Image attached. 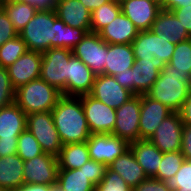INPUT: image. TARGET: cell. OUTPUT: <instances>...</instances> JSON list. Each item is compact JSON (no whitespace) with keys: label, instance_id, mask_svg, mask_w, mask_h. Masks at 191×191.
I'll list each match as a JSON object with an SVG mask.
<instances>
[{"label":"cell","instance_id":"cell-20","mask_svg":"<svg viewBox=\"0 0 191 191\" xmlns=\"http://www.w3.org/2000/svg\"><path fill=\"white\" fill-rule=\"evenodd\" d=\"M55 11L66 25L91 32V12L80 0H58Z\"/></svg>","mask_w":191,"mask_h":191},{"label":"cell","instance_id":"cell-37","mask_svg":"<svg viewBox=\"0 0 191 191\" xmlns=\"http://www.w3.org/2000/svg\"><path fill=\"white\" fill-rule=\"evenodd\" d=\"M133 189L116 172L107 168L104 178L96 185L95 191H132Z\"/></svg>","mask_w":191,"mask_h":191},{"label":"cell","instance_id":"cell-22","mask_svg":"<svg viewBox=\"0 0 191 191\" xmlns=\"http://www.w3.org/2000/svg\"><path fill=\"white\" fill-rule=\"evenodd\" d=\"M151 30L157 36L163 37L173 44H178L181 41L191 38L177 17L171 11L167 10H161L158 13Z\"/></svg>","mask_w":191,"mask_h":191},{"label":"cell","instance_id":"cell-48","mask_svg":"<svg viewBox=\"0 0 191 191\" xmlns=\"http://www.w3.org/2000/svg\"><path fill=\"white\" fill-rule=\"evenodd\" d=\"M191 5V0H161V9L170 11L175 8Z\"/></svg>","mask_w":191,"mask_h":191},{"label":"cell","instance_id":"cell-38","mask_svg":"<svg viewBox=\"0 0 191 191\" xmlns=\"http://www.w3.org/2000/svg\"><path fill=\"white\" fill-rule=\"evenodd\" d=\"M15 89L12 87L8 70L0 66V109L14 103Z\"/></svg>","mask_w":191,"mask_h":191},{"label":"cell","instance_id":"cell-46","mask_svg":"<svg viewBox=\"0 0 191 191\" xmlns=\"http://www.w3.org/2000/svg\"><path fill=\"white\" fill-rule=\"evenodd\" d=\"M178 113L180 115L183 125L191 126V88L188 92L186 100L183 102Z\"/></svg>","mask_w":191,"mask_h":191},{"label":"cell","instance_id":"cell-34","mask_svg":"<svg viewBox=\"0 0 191 191\" xmlns=\"http://www.w3.org/2000/svg\"><path fill=\"white\" fill-rule=\"evenodd\" d=\"M170 65L179 72L191 73V40L190 38L176 44Z\"/></svg>","mask_w":191,"mask_h":191},{"label":"cell","instance_id":"cell-51","mask_svg":"<svg viewBox=\"0 0 191 191\" xmlns=\"http://www.w3.org/2000/svg\"><path fill=\"white\" fill-rule=\"evenodd\" d=\"M52 191H63V190L60 189V188L58 187V185H54V186H52Z\"/></svg>","mask_w":191,"mask_h":191},{"label":"cell","instance_id":"cell-50","mask_svg":"<svg viewBox=\"0 0 191 191\" xmlns=\"http://www.w3.org/2000/svg\"><path fill=\"white\" fill-rule=\"evenodd\" d=\"M81 3L92 13L94 10L99 8L110 0H80Z\"/></svg>","mask_w":191,"mask_h":191},{"label":"cell","instance_id":"cell-31","mask_svg":"<svg viewBox=\"0 0 191 191\" xmlns=\"http://www.w3.org/2000/svg\"><path fill=\"white\" fill-rule=\"evenodd\" d=\"M121 12L119 0H110L91 13V32L98 33Z\"/></svg>","mask_w":191,"mask_h":191},{"label":"cell","instance_id":"cell-35","mask_svg":"<svg viewBox=\"0 0 191 191\" xmlns=\"http://www.w3.org/2000/svg\"><path fill=\"white\" fill-rule=\"evenodd\" d=\"M43 153L37 139L26 128L18 137L17 154L27 161Z\"/></svg>","mask_w":191,"mask_h":191},{"label":"cell","instance_id":"cell-6","mask_svg":"<svg viewBox=\"0 0 191 191\" xmlns=\"http://www.w3.org/2000/svg\"><path fill=\"white\" fill-rule=\"evenodd\" d=\"M26 128L37 139L44 153L58 156L63 144L59 138L51 111L28 114Z\"/></svg>","mask_w":191,"mask_h":191},{"label":"cell","instance_id":"cell-44","mask_svg":"<svg viewBox=\"0 0 191 191\" xmlns=\"http://www.w3.org/2000/svg\"><path fill=\"white\" fill-rule=\"evenodd\" d=\"M11 2H23L34 6L38 11L40 10H55L58 0H0Z\"/></svg>","mask_w":191,"mask_h":191},{"label":"cell","instance_id":"cell-16","mask_svg":"<svg viewBox=\"0 0 191 191\" xmlns=\"http://www.w3.org/2000/svg\"><path fill=\"white\" fill-rule=\"evenodd\" d=\"M95 77L85 63L72 55L68 61V85L61 94L75 97L90 94Z\"/></svg>","mask_w":191,"mask_h":191},{"label":"cell","instance_id":"cell-45","mask_svg":"<svg viewBox=\"0 0 191 191\" xmlns=\"http://www.w3.org/2000/svg\"><path fill=\"white\" fill-rule=\"evenodd\" d=\"M18 138L0 139V158L17 154Z\"/></svg>","mask_w":191,"mask_h":191},{"label":"cell","instance_id":"cell-41","mask_svg":"<svg viewBox=\"0 0 191 191\" xmlns=\"http://www.w3.org/2000/svg\"><path fill=\"white\" fill-rule=\"evenodd\" d=\"M132 191H172L165 181L148 177L139 183Z\"/></svg>","mask_w":191,"mask_h":191},{"label":"cell","instance_id":"cell-3","mask_svg":"<svg viewBox=\"0 0 191 191\" xmlns=\"http://www.w3.org/2000/svg\"><path fill=\"white\" fill-rule=\"evenodd\" d=\"M191 88V73L179 72L166 63L146 95L178 112Z\"/></svg>","mask_w":191,"mask_h":191},{"label":"cell","instance_id":"cell-29","mask_svg":"<svg viewBox=\"0 0 191 191\" xmlns=\"http://www.w3.org/2000/svg\"><path fill=\"white\" fill-rule=\"evenodd\" d=\"M57 185L63 191H95L96 188L84 173V165L79 169H58Z\"/></svg>","mask_w":191,"mask_h":191},{"label":"cell","instance_id":"cell-17","mask_svg":"<svg viewBox=\"0 0 191 191\" xmlns=\"http://www.w3.org/2000/svg\"><path fill=\"white\" fill-rule=\"evenodd\" d=\"M172 112L161 102L142 94L139 119L140 139H149L160 123Z\"/></svg>","mask_w":191,"mask_h":191},{"label":"cell","instance_id":"cell-32","mask_svg":"<svg viewBox=\"0 0 191 191\" xmlns=\"http://www.w3.org/2000/svg\"><path fill=\"white\" fill-rule=\"evenodd\" d=\"M27 51L23 39L18 35L0 46V66L7 68Z\"/></svg>","mask_w":191,"mask_h":191},{"label":"cell","instance_id":"cell-2","mask_svg":"<svg viewBox=\"0 0 191 191\" xmlns=\"http://www.w3.org/2000/svg\"><path fill=\"white\" fill-rule=\"evenodd\" d=\"M51 113L63 145L86 142L89 139L91 132L80 97L62 95Z\"/></svg>","mask_w":191,"mask_h":191},{"label":"cell","instance_id":"cell-30","mask_svg":"<svg viewBox=\"0 0 191 191\" xmlns=\"http://www.w3.org/2000/svg\"><path fill=\"white\" fill-rule=\"evenodd\" d=\"M15 30L19 33L38 11L34 6L23 2L0 1Z\"/></svg>","mask_w":191,"mask_h":191},{"label":"cell","instance_id":"cell-18","mask_svg":"<svg viewBox=\"0 0 191 191\" xmlns=\"http://www.w3.org/2000/svg\"><path fill=\"white\" fill-rule=\"evenodd\" d=\"M165 62L155 57L152 60L135 59L131 68L132 93L146 94L157 80Z\"/></svg>","mask_w":191,"mask_h":191},{"label":"cell","instance_id":"cell-43","mask_svg":"<svg viewBox=\"0 0 191 191\" xmlns=\"http://www.w3.org/2000/svg\"><path fill=\"white\" fill-rule=\"evenodd\" d=\"M185 160L191 161V126L184 125L180 149Z\"/></svg>","mask_w":191,"mask_h":191},{"label":"cell","instance_id":"cell-49","mask_svg":"<svg viewBox=\"0 0 191 191\" xmlns=\"http://www.w3.org/2000/svg\"><path fill=\"white\" fill-rule=\"evenodd\" d=\"M11 191H52V186L43 184H23L19 188Z\"/></svg>","mask_w":191,"mask_h":191},{"label":"cell","instance_id":"cell-9","mask_svg":"<svg viewBox=\"0 0 191 191\" xmlns=\"http://www.w3.org/2000/svg\"><path fill=\"white\" fill-rule=\"evenodd\" d=\"M79 97L91 134H112L116 122V109L90 94Z\"/></svg>","mask_w":191,"mask_h":191},{"label":"cell","instance_id":"cell-13","mask_svg":"<svg viewBox=\"0 0 191 191\" xmlns=\"http://www.w3.org/2000/svg\"><path fill=\"white\" fill-rule=\"evenodd\" d=\"M183 127L179 113L172 112L148 140L163 153L180 151Z\"/></svg>","mask_w":191,"mask_h":191},{"label":"cell","instance_id":"cell-25","mask_svg":"<svg viewBox=\"0 0 191 191\" xmlns=\"http://www.w3.org/2000/svg\"><path fill=\"white\" fill-rule=\"evenodd\" d=\"M135 56L131 44H108L104 75L115 76L132 68Z\"/></svg>","mask_w":191,"mask_h":191},{"label":"cell","instance_id":"cell-14","mask_svg":"<svg viewBox=\"0 0 191 191\" xmlns=\"http://www.w3.org/2000/svg\"><path fill=\"white\" fill-rule=\"evenodd\" d=\"M90 95L113 109L120 108L134 96L131 91L123 88L113 76L104 74L95 77Z\"/></svg>","mask_w":191,"mask_h":191},{"label":"cell","instance_id":"cell-21","mask_svg":"<svg viewBox=\"0 0 191 191\" xmlns=\"http://www.w3.org/2000/svg\"><path fill=\"white\" fill-rule=\"evenodd\" d=\"M139 30L122 12L98 34L108 44H132Z\"/></svg>","mask_w":191,"mask_h":191},{"label":"cell","instance_id":"cell-4","mask_svg":"<svg viewBox=\"0 0 191 191\" xmlns=\"http://www.w3.org/2000/svg\"><path fill=\"white\" fill-rule=\"evenodd\" d=\"M61 96V92L55 87L38 78L18 87L14 102L28 115L52 111Z\"/></svg>","mask_w":191,"mask_h":191},{"label":"cell","instance_id":"cell-8","mask_svg":"<svg viewBox=\"0 0 191 191\" xmlns=\"http://www.w3.org/2000/svg\"><path fill=\"white\" fill-rule=\"evenodd\" d=\"M141 108V95H134L115 111L116 122L112 132L125 140L128 144L140 140L139 119Z\"/></svg>","mask_w":191,"mask_h":191},{"label":"cell","instance_id":"cell-39","mask_svg":"<svg viewBox=\"0 0 191 191\" xmlns=\"http://www.w3.org/2000/svg\"><path fill=\"white\" fill-rule=\"evenodd\" d=\"M107 168L105 164L90 159L84 164V173L96 186L104 178Z\"/></svg>","mask_w":191,"mask_h":191},{"label":"cell","instance_id":"cell-23","mask_svg":"<svg viewBox=\"0 0 191 191\" xmlns=\"http://www.w3.org/2000/svg\"><path fill=\"white\" fill-rule=\"evenodd\" d=\"M129 148L147 177L154 178L157 175L163 152L148 139L137 140L129 144Z\"/></svg>","mask_w":191,"mask_h":191},{"label":"cell","instance_id":"cell-7","mask_svg":"<svg viewBox=\"0 0 191 191\" xmlns=\"http://www.w3.org/2000/svg\"><path fill=\"white\" fill-rule=\"evenodd\" d=\"M135 59L152 60L154 57L169 63L176 44L157 36L152 30L139 31L132 41Z\"/></svg>","mask_w":191,"mask_h":191},{"label":"cell","instance_id":"cell-15","mask_svg":"<svg viewBox=\"0 0 191 191\" xmlns=\"http://www.w3.org/2000/svg\"><path fill=\"white\" fill-rule=\"evenodd\" d=\"M41 64L42 53L27 50L7 67L12 87L16 90L18 87L40 78Z\"/></svg>","mask_w":191,"mask_h":191},{"label":"cell","instance_id":"cell-28","mask_svg":"<svg viewBox=\"0 0 191 191\" xmlns=\"http://www.w3.org/2000/svg\"><path fill=\"white\" fill-rule=\"evenodd\" d=\"M89 160L86 142L63 145L57 156L59 169H79Z\"/></svg>","mask_w":191,"mask_h":191},{"label":"cell","instance_id":"cell-40","mask_svg":"<svg viewBox=\"0 0 191 191\" xmlns=\"http://www.w3.org/2000/svg\"><path fill=\"white\" fill-rule=\"evenodd\" d=\"M16 36H18V32L15 30L5 11L0 7V46Z\"/></svg>","mask_w":191,"mask_h":191},{"label":"cell","instance_id":"cell-12","mask_svg":"<svg viewBox=\"0 0 191 191\" xmlns=\"http://www.w3.org/2000/svg\"><path fill=\"white\" fill-rule=\"evenodd\" d=\"M57 157L43 153L24 161V184L57 185Z\"/></svg>","mask_w":191,"mask_h":191},{"label":"cell","instance_id":"cell-19","mask_svg":"<svg viewBox=\"0 0 191 191\" xmlns=\"http://www.w3.org/2000/svg\"><path fill=\"white\" fill-rule=\"evenodd\" d=\"M121 12L139 31L151 30L153 22L162 10L159 4L147 0H119Z\"/></svg>","mask_w":191,"mask_h":191},{"label":"cell","instance_id":"cell-1","mask_svg":"<svg viewBox=\"0 0 191 191\" xmlns=\"http://www.w3.org/2000/svg\"><path fill=\"white\" fill-rule=\"evenodd\" d=\"M87 33L84 29L66 25L57 17L55 10H40L18 35L27 50L43 53L58 47L72 50Z\"/></svg>","mask_w":191,"mask_h":191},{"label":"cell","instance_id":"cell-53","mask_svg":"<svg viewBox=\"0 0 191 191\" xmlns=\"http://www.w3.org/2000/svg\"><path fill=\"white\" fill-rule=\"evenodd\" d=\"M0 191H7L4 187L0 186Z\"/></svg>","mask_w":191,"mask_h":191},{"label":"cell","instance_id":"cell-5","mask_svg":"<svg viewBox=\"0 0 191 191\" xmlns=\"http://www.w3.org/2000/svg\"><path fill=\"white\" fill-rule=\"evenodd\" d=\"M72 55V50L60 47L42 53L40 78L61 93L68 85V61Z\"/></svg>","mask_w":191,"mask_h":191},{"label":"cell","instance_id":"cell-26","mask_svg":"<svg viewBox=\"0 0 191 191\" xmlns=\"http://www.w3.org/2000/svg\"><path fill=\"white\" fill-rule=\"evenodd\" d=\"M27 115L14 102L0 109V139L18 138L26 129Z\"/></svg>","mask_w":191,"mask_h":191},{"label":"cell","instance_id":"cell-36","mask_svg":"<svg viewBox=\"0 0 191 191\" xmlns=\"http://www.w3.org/2000/svg\"><path fill=\"white\" fill-rule=\"evenodd\" d=\"M165 182L172 191H191V161L184 160L175 176Z\"/></svg>","mask_w":191,"mask_h":191},{"label":"cell","instance_id":"cell-11","mask_svg":"<svg viewBox=\"0 0 191 191\" xmlns=\"http://www.w3.org/2000/svg\"><path fill=\"white\" fill-rule=\"evenodd\" d=\"M86 143L90 159L107 167L129 149V144L125 140L112 134H91Z\"/></svg>","mask_w":191,"mask_h":191},{"label":"cell","instance_id":"cell-24","mask_svg":"<svg viewBox=\"0 0 191 191\" xmlns=\"http://www.w3.org/2000/svg\"><path fill=\"white\" fill-rule=\"evenodd\" d=\"M108 168L118 173L132 189L148 178L130 148L117 157Z\"/></svg>","mask_w":191,"mask_h":191},{"label":"cell","instance_id":"cell-10","mask_svg":"<svg viewBox=\"0 0 191 191\" xmlns=\"http://www.w3.org/2000/svg\"><path fill=\"white\" fill-rule=\"evenodd\" d=\"M72 53L85 63L96 76L104 74L108 43L98 33H87L72 49Z\"/></svg>","mask_w":191,"mask_h":191},{"label":"cell","instance_id":"cell-52","mask_svg":"<svg viewBox=\"0 0 191 191\" xmlns=\"http://www.w3.org/2000/svg\"><path fill=\"white\" fill-rule=\"evenodd\" d=\"M147 1H150V2H155L156 4L161 5V0H147Z\"/></svg>","mask_w":191,"mask_h":191},{"label":"cell","instance_id":"cell-27","mask_svg":"<svg viewBox=\"0 0 191 191\" xmlns=\"http://www.w3.org/2000/svg\"><path fill=\"white\" fill-rule=\"evenodd\" d=\"M24 160L18 155L0 158V186L7 191L19 188L24 184Z\"/></svg>","mask_w":191,"mask_h":191},{"label":"cell","instance_id":"cell-47","mask_svg":"<svg viewBox=\"0 0 191 191\" xmlns=\"http://www.w3.org/2000/svg\"><path fill=\"white\" fill-rule=\"evenodd\" d=\"M115 80L125 89L132 92L131 82V68L125 70L123 73H118L113 76Z\"/></svg>","mask_w":191,"mask_h":191},{"label":"cell","instance_id":"cell-33","mask_svg":"<svg viewBox=\"0 0 191 191\" xmlns=\"http://www.w3.org/2000/svg\"><path fill=\"white\" fill-rule=\"evenodd\" d=\"M184 160L181 151L164 152L157 175L154 178L167 181V179L175 176Z\"/></svg>","mask_w":191,"mask_h":191},{"label":"cell","instance_id":"cell-42","mask_svg":"<svg viewBox=\"0 0 191 191\" xmlns=\"http://www.w3.org/2000/svg\"><path fill=\"white\" fill-rule=\"evenodd\" d=\"M191 36V5L170 10Z\"/></svg>","mask_w":191,"mask_h":191}]
</instances>
